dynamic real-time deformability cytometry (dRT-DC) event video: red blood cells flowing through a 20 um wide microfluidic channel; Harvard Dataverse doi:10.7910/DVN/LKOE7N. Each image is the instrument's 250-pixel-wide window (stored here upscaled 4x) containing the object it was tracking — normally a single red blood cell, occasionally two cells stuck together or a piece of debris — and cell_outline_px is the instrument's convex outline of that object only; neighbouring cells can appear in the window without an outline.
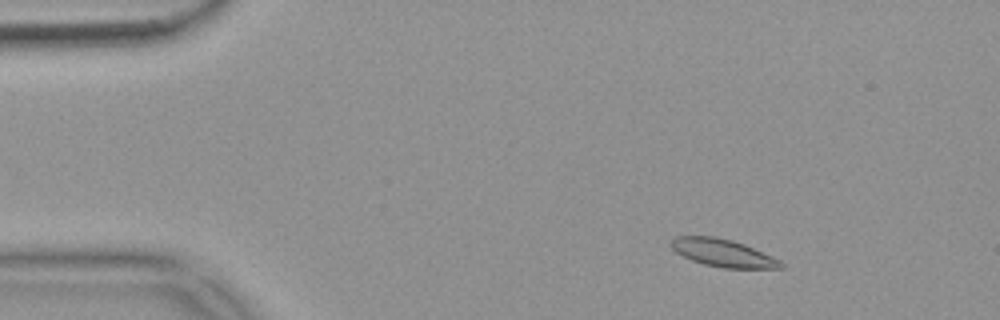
{"species": "common noctule bat (a hibernating species)", "species_latin": "Nyctalus noctula", "temperature_condition": "warm", "stored_images_in_passage": 54, "camera_frame_rate_fps": 3000, "um_per_image_px": 0.085, "animal": {"sex": "female", "body_mass_g": 18.4}, "frame": {"image": 1, "passage_image": 6, "time_ms": 1.667, "image_size_px": [1000, 320], "cell_outline_px": [[784, 268], [724, 268], [704, 264], [692, 260], [676, 252], [668, 244], [676, 236], [712, 236], [732, 240], [744, 244], [780, 260], [784, 264]], "centroid_in_image_um": [61.44, 21.5], "position_along_channel_um": 23.6, "area_um2": 17.51}}
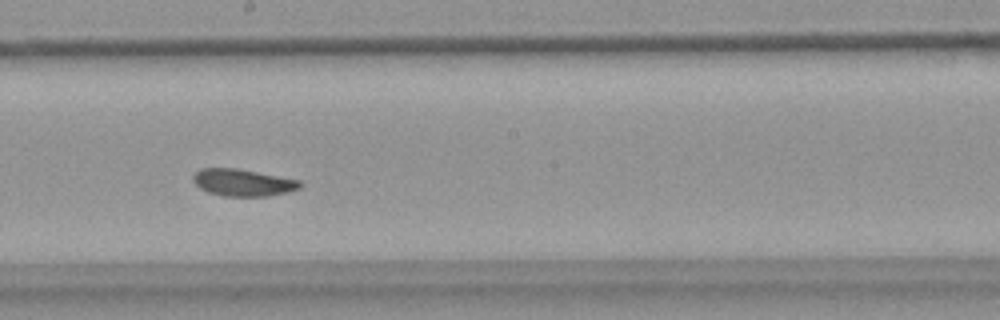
{"frame": {"image": 2, "passage_image": 29, "time_ms": 9.333, "image_size_px": [1000, 320], "cell_outline_px": [[304, 184], [300, 188], [288, 192], [268, 196], [224, 196], [208, 192], [200, 188], [192, 180], [192, 176], [200, 168], [236, 168], [300, 180]], "centroid_in_image_um": [20.66, 15.52], "position_along_channel_um": 227.5, "area_um2": 16.88}}
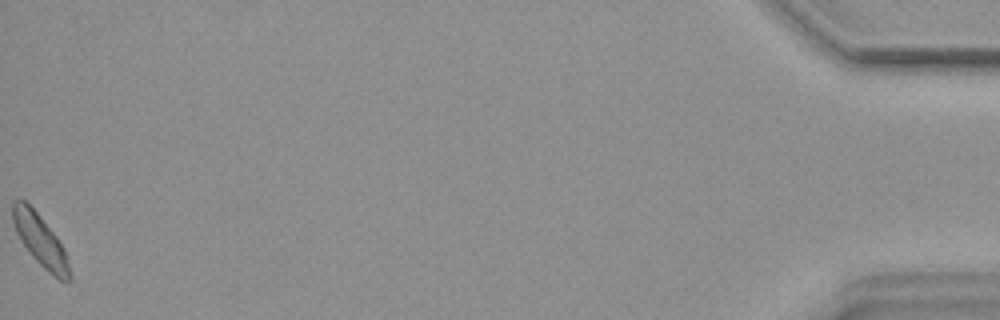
{"frame": {"image": 3, "passage_image": 54, "time_ms": 17.667, "image_size_px": [1000, 320], "cell_outline_px": [[72, 280], [68, 284], [60, 280], [48, 272], [32, 256], [20, 240], [16, 232], [12, 220], [12, 200], [24, 200], [36, 212], [56, 236], [64, 248], [72, 276]], "centroid_in_image_um": [3.44, 20.48], "position_along_channel_um": 431.8, "area_um2": 17.05}, "authors_computed_cell_mechanics": {"area_um2": 17.1955, "velocity_mm_per_s": 3.6351, "shape_relaxation_time_tau1_ms": 3.5943, "shape_relaxation_time_tau2_ms": 2.305, "deformation_change_tau1": 0.0945, "deformation_change_tau2": 0.0705}}